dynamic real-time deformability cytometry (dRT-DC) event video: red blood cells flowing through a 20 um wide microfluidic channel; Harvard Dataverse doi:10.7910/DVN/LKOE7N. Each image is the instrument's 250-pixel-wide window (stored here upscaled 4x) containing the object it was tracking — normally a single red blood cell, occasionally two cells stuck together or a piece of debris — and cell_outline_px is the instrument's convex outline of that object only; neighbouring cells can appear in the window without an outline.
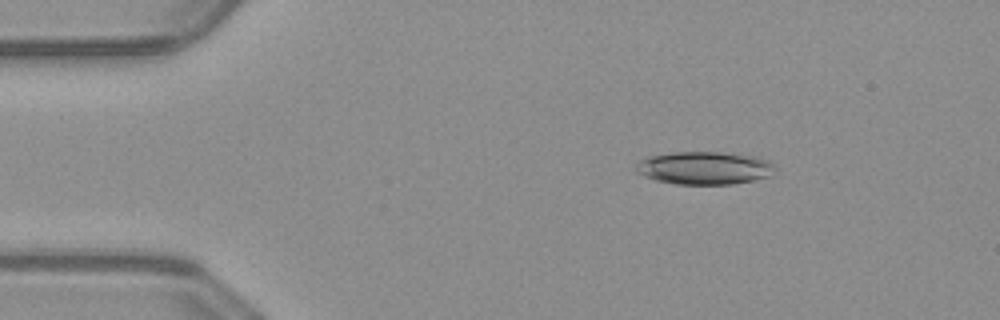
{"species": "common noctule bat (a hibernating species)", "species_latin": "Nyctalus noctula", "temperature_condition": "warm", "stored_images_in_passage": 51, "segment_of_instrument_passage": [1, 2], "camera_frame_rate_fps": 3000, "um_per_image_px": 0.085, "animal": {"sex": "male", "body_mass_g": 23.1, "forearm_length_mm": 52.7}, "frame": {"image": 1, "passage_image": 8, "time_ms": 2.333, "image_size_px": [1000, 320], "cell_outline_px": [[776, 168], [768, 176], [752, 180], [732, 184], [676, 184], [656, 180], [644, 176], [636, 172], [636, 160], [648, 156], [672, 152], [736, 152], [756, 156], [768, 160], [776, 164]], "centroid_in_image_um": [59.87, 14.25], "position_along_channel_um": 25.1, "area_um2": 27.05}}
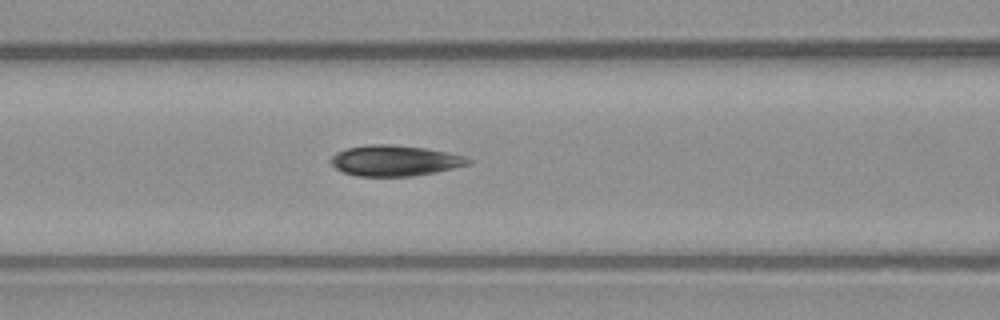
{"frame": {"image": 2, "passage_image": 21, "time_ms": 6.667, "image_size_px": [1000, 320], "cell_outline_px": [[472, 164], [436, 172], [412, 176], [356, 176], [344, 172], [336, 168], [328, 160], [336, 152], [348, 148], [376, 144], [388, 144], [424, 148], [444, 152], [460, 156], [472, 160]], "centroid_in_image_um": [33.53, 13.67], "position_along_channel_um": 133.1, "area_um2": 24.28}}
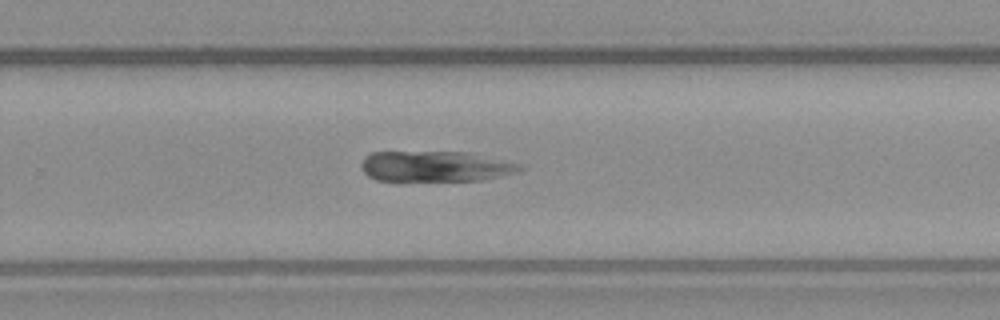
{"frame": {"image": 3, "passage_image": 33, "time_ms": 10.667, "image_size_px": [1000, 320], "cell_outline_px": [[528, 168], [520, 172], [504, 176], [484, 180], [376, 180], [368, 176], [364, 172], [360, 164], [372, 152], [464, 152], [520, 164]], "centroid_in_image_um": [37.07, 14.15], "position_along_channel_um": 292.7, "area_um2": 28.03}}